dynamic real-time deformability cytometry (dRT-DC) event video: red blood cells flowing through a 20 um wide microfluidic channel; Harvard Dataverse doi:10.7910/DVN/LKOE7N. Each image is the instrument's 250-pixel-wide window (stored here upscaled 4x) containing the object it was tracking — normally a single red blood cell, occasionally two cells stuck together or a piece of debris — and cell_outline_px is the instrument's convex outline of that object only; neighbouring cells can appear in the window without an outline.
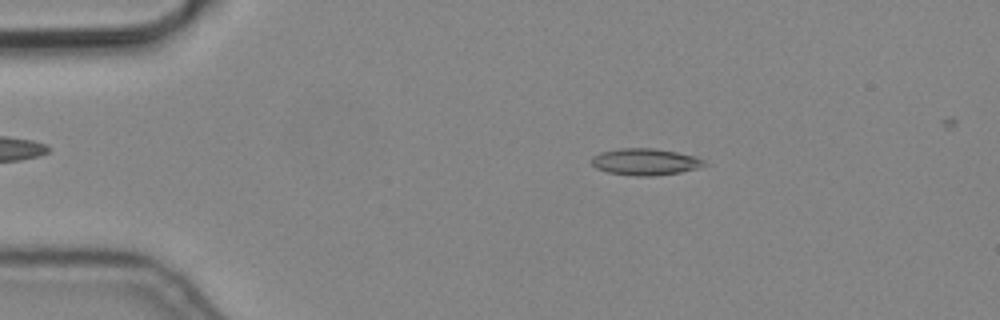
{"species": "common noctule bat (a hibernating species)", "species_latin": "Nyctalus noctula", "temperature_condition": "cold", "stored_images_in_passage": 8, "camera_frame_rate_fps": 3000, "um_per_image_px": 0.085, "animal": {"sex": "male", "body_mass_g": 19.2, "forearm_length_mm": 51.8}, "frame": {"image": 1, "passage_image": 2, "time_ms": 0.333, "image_size_px": [1000, 320], "cell_outline_px": [[708, 164], [696, 168], [680, 172], [652, 176], [636, 176], [608, 172], [596, 168], [588, 160], [592, 156], [600, 152], [620, 148], [652, 148], [676, 152], [696, 156], [704, 160]], "centroid_in_image_um": [54.81, 13.75], "position_along_channel_um": 30.2, "area_um2": 17.57}}
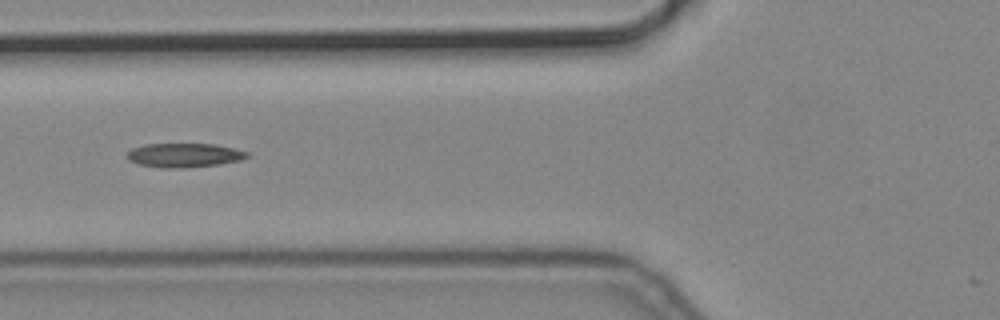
{"frame": {"image": 2, "passage_image": 5, "time_ms": 1.333, "image_size_px": [1000, 320], "cell_outline_px": [[252, 156], [240, 160], [220, 164], [184, 168], [160, 168], [140, 164], [128, 160], [124, 156], [132, 148], [144, 144], [216, 144], [248, 152]], "centroid_in_image_um": [15.65, 13.2], "position_along_channel_um": 110.2, "area_um2": 16.99}}
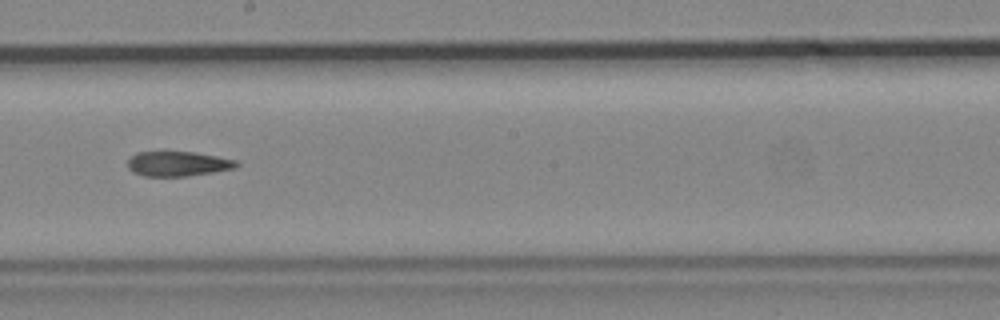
{"frame": {"image": 3, "passage_image": 8, "time_ms": 2.333, "image_size_px": [1000, 320], "cell_outline_px": [[240, 164], [236, 168], [188, 176], [144, 176], [132, 172], [128, 168], [128, 160], [136, 152], [196, 152], [236, 160]], "centroid_in_image_um": [15.12, 13.92], "position_along_channel_um": 233.1, "area_um2": 15.72}}